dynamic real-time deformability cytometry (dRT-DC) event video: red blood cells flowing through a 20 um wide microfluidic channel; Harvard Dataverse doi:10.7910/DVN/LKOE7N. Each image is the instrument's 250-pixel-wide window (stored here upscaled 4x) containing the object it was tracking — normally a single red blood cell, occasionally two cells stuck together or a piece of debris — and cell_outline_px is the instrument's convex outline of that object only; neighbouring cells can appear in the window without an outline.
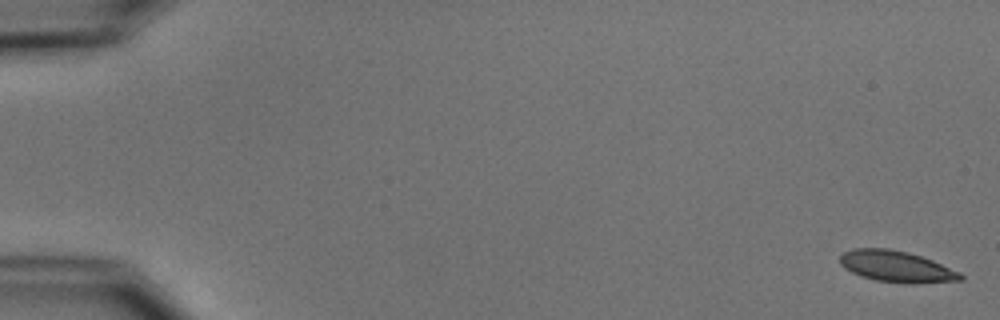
{"species": "common noctule bat (a hibernating species)", "species_latin": "Nyctalus noctula", "temperature_condition": "cold", "stored_images_in_passage": 54, "camera_frame_rate_fps": 3000, "um_per_image_px": 0.085, "animal": {"sex": "male", "body_mass_g": 15.6}, "frame": {"image": 1, "passage_image": 1, "time_ms": 0.0, "image_size_px": [1000, 320], "cell_outline_px": [[964, 280], [912, 284], [908, 284], [876, 280], [860, 276], [844, 268], [840, 264], [840, 256], [844, 252], [852, 248], [888, 248], [908, 252], [932, 260], [960, 272], [964, 276]], "centroid_in_image_um": [76.2, 22.66], "position_along_channel_um": 8.8, "area_um2": 22.08}}
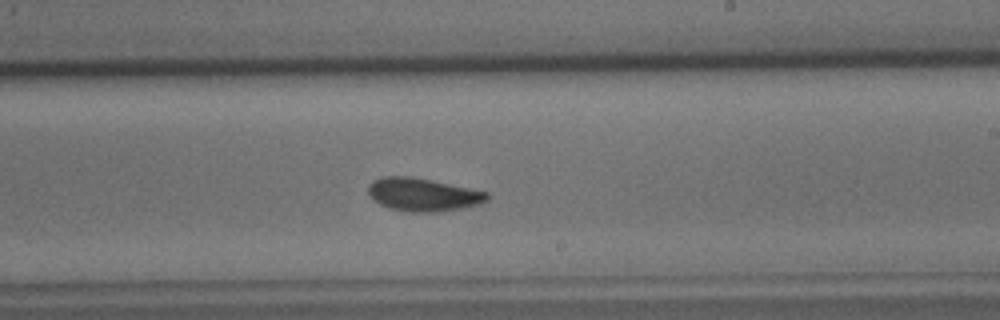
{"frame": {"image": 2, "passage_image": 33, "time_ms": 10.667, "image_size_px": [1000, 320], "cell_outline_px": [[488, 200], [480, 204], [464, 208], [436, 212], [408, 212], [388, 208], [372, 200], [368, 192], [368, 184], [372, 180], [380, 176], [412, 176], [432, 180], [488, 192]], "centroid_in_image_um": [35.91, 16.54], "position_along_channel_um": 253.1, "area_um2": 23.24}}
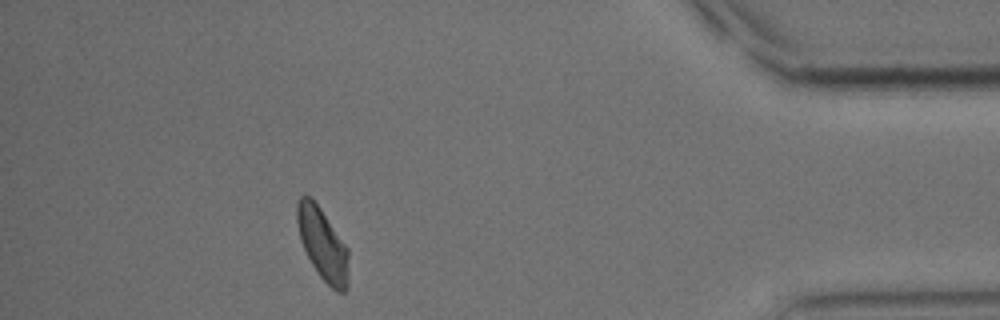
{"frame": {"image": 3, "passage_image": 49, "time_ms": 16.0, "image_size_px": [1000, 320], "cell_outline_px": [[348, 288], [344, 292], [336, 292], [320, 276], [312, 264], [300, 240], [296, 220], [296, 204], [300, 196], [308, 196], [320, 208], [348, 248]], "centroid_in_image_um": [27.42, 20.77], "position_along_channel_um": 407.8, "area_um2": 21.44}, "authors_computed_cell_mechanics": {"area_um2": 22.3108, "velocity_mm_per_s": 3.7287, "shape_relaxation_time_tau1_ms": 4.5173, "shape_relaxation_time_tau2_ms": 2.3188, "deformation_change_tau1": 0.1239, "deformation_change_tau2": 0.0774}}